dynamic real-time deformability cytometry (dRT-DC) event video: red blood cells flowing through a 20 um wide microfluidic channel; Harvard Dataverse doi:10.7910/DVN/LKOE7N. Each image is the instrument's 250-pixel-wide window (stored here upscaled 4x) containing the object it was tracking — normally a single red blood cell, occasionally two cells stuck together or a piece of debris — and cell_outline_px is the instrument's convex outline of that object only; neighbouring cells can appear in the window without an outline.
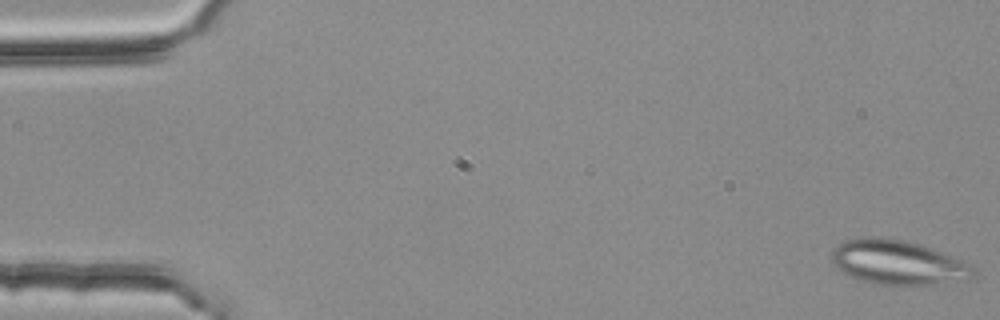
{"species": "common noctule bat (a hibernating species)", "species_latin": "Nyctalus noctula", "temperature_condition": "room temperature", "stored_images_in_passage": 5, "camera_frame_rate_fps": 3000, "um_per_image_px": 0.085, "animal": {"sex": "female", "body_mass_g": 25.1}, "frame": {"image": 1, "passage_image": 1, "time_ms": 0.0, "image_size_px": [1000, 320], "cell_outline_px": [[976, 276], [972, 280], [912, 288], [908, 288], [872, 284], [856, 280], [836, 268], [832, 264], [832, 252], [840, 244], [848, 240], [860, 236], [872, 236], [904, 240], [920, 244], [932, 248], [964, 260], [976, 268]], "centroid_in_image_um": [76.41, 22.37], "position_along_channel_um": 8.6, "area_um2": 38.38}}